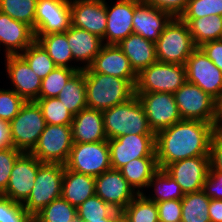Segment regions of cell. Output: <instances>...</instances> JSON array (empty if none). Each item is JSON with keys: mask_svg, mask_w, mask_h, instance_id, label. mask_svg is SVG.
Masks as SVG:
<instances>
[{"mask_svg": "<svg viewBox=\"0 0 222 222\" xmlns=\"http://www.w3.org/2000/svg\"><path fill=\"white\" fill-rule=\"evenodd\" d=\"M213 125L204 121L181 120L155 134V153L159 169L168 164L209 156Z\"/></svg>", "mask_w": 222, "mask_h": 222, "instance_id": "6da1fadb", "label": "cell"}, {"mask_svg": "<svg viewBox=\"0 0 222 222\" xmlns=\"http://www.w3.org/2000/svg\"><path fill=\"white\" fill-rule=\"evenodd\" d=\"M87 107L107 110L135 95V87L126 79L96 72H84Z\"/></svg>", "mask_w": 222, "mask_h": 222, "instance_id": "7a4b0ae2", "label": "cell"}, {"mask_svg": "<svg viewBox=\"0 0 222 222\" xmlns=\"http://www.w3.org/2000/svg\"><path fill=\"white\" fill-rule=\"evenodd\" d=\"M102 114L107 140L128 134L155 135L136 94L126 102L102 111Z\"/></svg>", "mask_w": 222, "mask_h": 222, "instance_id": "3957f363", "label": "cell"}, {"mask_svg": "<svg viewBox=\"0 0 222 222\" xmlns=\"http://www.w3.org/2000/svg\"><path fill=\"white\" fill-rule=\"evenodd\" d=\"M159 62L185 65L197 48L192 40L187 23L174 17L155 42Z\"/></svg>", "mask_w": 222, "mask_h": 222, "instance_id": "277c9868", "label": "cell"}, {"mask_svg": "<svg viewBox=\"0 0 222 222\" xmlns=\"http://www.w3.org/2000/svg\"><path fill=\"white\" fill-rule=\"evenodd\" d=\"M64 164L43 163L37 171L34 186L23 203L26 211L34 217L51 201L61 197Z\"/></svg>", "mask_w": 222, "mask_h": 222, "instance_id": "5b68a950", "label": "cell"}, {"mask_svg": "<svg viewBox=\"0 0 222 222\" xmlns=\"http://www.w3.org/2000/svg\"><path fill=\"white\" fill-rule=\"evenodd\" d=\"M186 81L185 65L156 61L138 74L135 93L174 94Z\"/></svg>", "mask_w": 222, "mask_h": 222, "instance_id": "8992f818", "label": "cell"}, {"mask_svg": "<svg viewBox=\"0 0 222 222\" xmlns=\"http://www.w3.org/2000/svg\"><path fill=\"white\" fill-rule=\"evenodd\" d=\"M45 126L46 122L39 105L35 101H26L17 116L9 122L13 147L30 153Z\"/></svg>", "mask_w": 222, "mask_h": 222, "instance_id": "52a82bcc", "label": "cell"}, {"mask_svg": "<svg viewBox=\"0 0 222 222\" xmlns=\"http://www.w3.org/2000/svg\"><path fill=\"white\" fill-rule=\"evenodd\" d=\"M66 169L91 176H99L112 169L108 140L95 143H73Z\"/></svg>", "mask_w": 222, "mask_h": 222, "instance_id": "ba28073f", "label": "cell"}, {"mask_svg": "<svg viewBox=\"0 0 222 222\" xmlns=\"http://www.w3.org/2000/svg\"><path fill=\"white\" fill-rule=\"evenodd\" d=\"M73 143L71 126L46 124L30 153L42 163L65 164Z\"/></svg>", "mask_w": 222, "mask_h": 222, "instance_id": "9c48e42d", "label": "cell"}, {"mask_svg": "<svg viewBox=\"0 0 222 222\" xmlns=\"http://www.w3.org/2000/svg\"><path fill=\"white\" fill-rule=\"evenodd\" d=\"M142 103L149 127L153 133L180 122L182 117L172 93H135Z\"/></svg>", "mask_w": 222, "mask_h": 222, "instance_id": "30bf717a", "label": "cell"}, {"mask_svg": "<svg viewBox=\"0 0 222 222\" xmlns=\"http://www.w3.org/2000/svg\"><path fill=\"white\" fill-rule=\"evenodd\" d=\"M110 163L114 170L133 159L142 157H156L155 135H124L108 139Z\"/></svg>", "mask_w": 222, "mask_h": 222, "instance_id": "8fae6325", "label": "cell"}, {"mask_svg": "<svg viewBox=\"0 0 222 222\" xmlns=\"http://www.w3.org/2000/svg\"><path fill=\"white\" fill-rule=\"evenodd\" d=\"M175 102L183 120L212 124L215 99L197 85L185 82L175 93Z\"/></svg>", "mask_w": 222, "mask_h": 222, "instance_id": "7c38bea8", "label": "cell"}, {"mask_svg": "<svg viewBox=\"0 0 222 222\" xmlns=\"http://www.w3.org/2000/svg\"><path fill=\"white\" fill-rule=\"evenodd\" d=\"M187 82L216 99L222 94V71L197 47L185 64Z\"/></svg>", "mask_w": 222, "mask_h": 222, "instance_id": "4fadbf2b", "label": "cell"}, {"mask_svg": "<svg viewBox=\"0 0 222 222\" xmlns=\"http://www.w3.org/2000/svg\"><path fill=\"white\" fill-rule=\"evenodd\" d=\"M70 27V0H37L34 35L62 33Z\"/></svg>", "mask_w": 222, "mask_h": 222, "instance_id": "5bb4252c", "label": "cell"}, {"mask_svg": "<svg viewBox=\"0 0 222 222\" xmlns=\"http://www.w3.org/2000/svg\"><path fill=\"white\" fill-rule=\"evenodd\" d=\"M95 194L121 213L138 192L119 170L110 169L95 177Z\"/></svg>", "mask_w": 222, "mask_h": 222, "instance_id": "9a60e30c", "label": "cell"}, {"mask_svg": "<svg viewBox=\"0 0 222 222\" xmlns=\"http://www.w3.org/2000/svg\"><path fill=\"white\" fill-rule=\"evenodd\" d=\"M42 164L31 153L23 152L13 165L6 191L2 195L23 204L31 193Z\"/></svg>", "mask_w": 222, "mask_h": 222, "instance_id": "2e32d148", "label": "cell"}, {"mask_svg": "<svg viewBox=\"0 0 222 222\" xmlns=\"http://www.w3.org/2000/svg\"><path fill=\"white\" fill-rule=\"evenodd\" d=\"M209 169V156L178 160L164 168L167 174L180 185L184 195L202 191Z\"/></svg>", "mask_w": 222, "mask_h": 222, "instance_id": "e0dca14e", "label": "cell"}, {"mask_svg": "<svg viewBox=\"0 0 222 222\" xmlns=\"http://www.w3.org/2000/svg\"><path fill=\"white\" fill-rule=\"evenodd\" d=\"M71 25L99 36L103 41L107 26L105 0H70Z\"/></svg>", "mask_w": 222, "mask_h": 222, "instance_id": "ac0fdd59", "label": "cell"}, {"mask_svg": "<svg viewBox=\"0 0 222 222\" xmlns=\"http://www.w3.org/2000/svg\"><path fill=\"white\" fill-rule=\"evenodd\" d=\"M84 72H96L128 80L134 87L138 74L117 45H103L92 64Z\"/></svg>", "mask_w": 222, "mask_h": 222, "instance_id": "d6986e66", "label": "cell"}, {"mask_svg": "<svg viewBox=\"0 0 222 222\" xmlns=\"http://www.w3.org/2000/svg\"><path fill=\"white\" fill-rule=\"evenodd\" d=\"M136 7L137 0H119L112 8H109L106 2L105 45H118L133 34V15Z\"/></svg>", "mask_w": 222, "mask_h": 222, "instance_id": "ffe728a7", "label": "cell"}, {"mask_svg": "<svg viewBox=\"0 0 222 222\" xmlns=\"http://www.w3.org/2000/svg\"><path fill=\"white\" fill-rule=\"evenodd\" d=\"M173 18L170 13L137 0L133 15V34L155 43Z\"/></svg>", "mask_w": 222, "mask_h": 222, "instance_id": "44dd1931", "label": "cell"}, {"mask_svg": "<svg viewBox=\"0 0 222 222\" xmlns=\"http://www.w3.org/2000/svg\"><path fill=\"white\" fill-rule=\"evenodd\" d=\"M6 70L16 94L26 101H35L39 97L42 80L20 55L6 56Z\"/></svg>", "mask_w": 222, "mask_h": 222, "instance_id": "7402d4cb", "label": "cell"}, {"mask_svg": "<svg viewBox=\"0 0 222 222\" xmlns=\"http://www.w3.org/2000/svg\"><path fill=\"white\" fill-rule=\"evenodd\" d=\"M34 41L35 35L29 25L0 12V45H5L6 56L20 55Z\"/></svg>", "mask_w": 222, "mask_h": 222, "instance_id": "603a6c76", "label": "cell"}, {"mask_svg": "<svg viewBox=\"0 0 222 222\" xmlns=\"http://www.w3.org/2000/svg\"><path fill=\"white\" fill-rule=\"evenodd\" d=\"M73 142L95 143L107 140L102 111L84 108L73 116L71 123Z\"/></svg>", "mask_w": 222, "mask_h": 222, "instance_id": "cb8c5ba5", "label": "cell"}, {"mask_svg": "<svg viewBox=\"0 0 222 222\" xmlns=\"http://www.w3.org/2000/svg\"><path fill=\"white\" fill-rule=\"evenodd\" d=\"M65 33L73 60L87 63L83 65V69L88 68L104 45L103 40L95 34L72 25Z\"/></svg>", "mask_w": 222, "mask_h": 222, "instance_id": "d4e9b609", "label": "cell"}, {"mask_svg": "<svg viewBox=\"0 0 222 222\" xmlns=\"http://www.w3.org/2000/svg\"><path fill=\"white\" fill-rule=\"evenodd\" d=\"M134 71L139 74L157 60L155 43L137 34H131L117 45Z\"/></svg>", "mask_w": 222, "mask_h": 222, "instance_id": "484cf974", "label": "cell"}, {"mask_svg": "<svg viewBox=\"0 0 222 222\" xmlns=\"http://www.w3.org/2000/svg\"><path fill=\"white\" fill-rule=\"evenodd\" d=\"M95 195V177L64 168L61 197L74 207Z\"/></svg>", "mask_w": 222, "mask_h": 222, "instance_id": "4316f807", "label": "cell"}, {"mask_svg": "<svg viewBox=\"0 0 222 222\" xmlns=\"http://www.w3.org/2000/svg\"><path fill=\"white\" fill-rule=\"evenodd\" d=\"M180 19L187 23L196 47H200L209 41L220 40L222 37V16L210 15L200 18Z\"/></svg>", "mask_w": 222, "mask_h": 222, "instance_id": "83f0119b", "label": "cell"}, {"mask_svg": "<svg viewBox=\"0 0 222 222\" xmlns=\"http://www.w3.org/2000/svg\"><path fill=\"white\" fill-rule=\"evenodd\" d=\"M158 169L156 157H142L131 160L122 166L119 171L134 190L135 188L138 189L136 191L139 194L143 193L139 188H148L153 174Z\"/></svg>", "mask_w": 222, "mask_h": 222, "instance_id": "f1b7e54d", "label": "cell"}, {"mask_svg": "<svg viewBox=\"0 0 222 222\" xmlns=\"http://www.w3.org/2000/svg\"><path fill=\"white\" fill-rule=\"evenodd\" d=\"M35 40L48 53L49 57L58 67H68L74 70H82V67L70 66L68 61L73 60L71 49L65 32L51 33L47 35H35Z\"/></svg>", "mask_w": 222, "mask_h": 222, "instance_id": "f546056e", "label": "cell"}, {"mask_svg": "<svg viewBox=\"0 0 222 222\" xmlns=\"http://www.w3.org/2000/svg\"><path fill=\"white\" fill-rule=\"evenodd\" d=\"M65 108L73 116L87 107L86 103V83L84 78V69L77 71L63 87L58 95Z\"/></svg>", "mask_w": 222, "mask_h": 222, "instance_id": "4dcf8cb0", "label": "cell"}, {"mask_svg": "<svg viewBox=\"0 0 222 222\" xmlns=\"http://www.w3.org/2000/svg\"><path fill=\"white\" fill-rule=\"evenodd\" d=\"M210 200L203 191L185 194L181 199V222H211Z\"/></svg>", "mask_w": 222, "mask_h": 222, "instance_id": "1f68e13d", "label": "cell"}, {"mask_svg": "<svg viewBox=\"0 0 222 222\" xmlns=\"http://www.w3.org/2000/svg\"><path fill=\"white\" fill-rule=\"evenodd\" d=\"M151 186L155 187L156 192L153 197L148 196L147 198L156 203L174 199L181 200L184 197L180 185L164 169H158L153 174L148 187Z\"/></svg>", "mask_w": 222, "mask_h": 222, "instance_id": "d6a6232c", "label": "cell"}, {"mask_svg": "<svg viewBox=\"0 0 222 222\" xmlns=\"http://www.w3.org/2000/svg\"><path fill=\"white\" fill-rule=\"evenodd\" d=\"M129 222H159L156 202L139 193L121 212Z\"/></svg>", "mask_w": 222, "mask_h": 222, "instance_id": "836d02e7", "label": "cell"}, {"mask_svg": "<svg viewBox=\"0 0 222 222\" xmlns=\"http://www.w3.org/2000/svg\"><path fill=\"white\" fill-rule=\"evenodd\" d=\"M20 56L41 80L58 67L36 40Z\"/></svg>", "mask_w": 222, "mask_h": 222, "instance_id": "e575fe53", "label": "cell"}, {"mask_svg": "<svg viewBox=\"0 0 222 222\" xmlns=\"http://www.w3.org/2000/svg\"><path fill=\"white\" fill-rule=\"evenodd\" d=\"M39 222H72L77 217V208L62 197L51 201L34 216Z\"/></svg>", "mask_w": 222, "mask_h": 222, "instance_id": "d590c367", "label": "cell"}, {"mask_svg": "<svg viewBox=\"0 0 222 222\" xmlns=\"http://www.w3.org/2000/svg\"><path fill=\"white\" fill-rule=\"evenodd\" d=\"M37 0H0V12L29 25L34 32Z\"/></svg>", "mask_w": 222, "mask_h": 222, "instance_id": "8d00e7d4", "label": "cell"}, {"mask_svg": "<svg viewBox=\"0 0 222 222\" xmlns=\"http://www.w3.org/2000/svg\"><path fill=\"white\" fill-rule=\"evenodd\" d=\"M119 214L120 212H117L96 194L77 207V217L80 221L116 218Z\"/></svg>", "mask_w": 222, "mask_h": 222, "instance_id": "74e56055", "label": "cell"}, {"mask_svg": "<svg viewBox=\"0 0 222 222\" xmlns=\"http://www.w3.org/2000/svg\"><path fill=\"white\" fill-rule=\"evenodd\" d=\"M46 124L71 126L73 115L58 100V97L36 99Z\"/></svg>", "mask_w": 222, "mask_h": 222, "instance_id": "f35d334b", "label": "cell"}, {"mask_svg": "<svg viewBox=\"0 0 222 222\" xmlns=\"http://www.w3.org/2000/svg\"><path fill=\"white\" fill-rule=\"evenodd\" d=\"M77 71L80 70H74L68 67H56L42 80L39 97L37 99L58 97L63 87Z\"/></svg>", "mask_w": 222, "mask_h": 222, "instance_id": "ab89813d", "label": "cell"}, {"mask_svg": "<svg viewBox=\"0 0 222 222\" xmlns=\"http://www.w3.org/2000/svg\"><path fill=\"white\" fill-rule=\"evenodd\" d=\"M210 15L222 16V0H189L179 18H200Z\"/></svg>", "mask_w": 222, "mask_h": 222, "instance_id": "60d3db41", "label": "cell"}, {"mask_svg": "<svg viewBox=\"0 0 222 222\" xmlns=\"http://www.w3.org/2000/svg\"><path fill=\"white\" fill-rule=\"evenodd\" d=\"M31 218L23 204L0 194V222H29Z\"/></svg>", "mask_w": 222, "mask_h": 222, "instance_id": "b9f144b4", "label": "cell"}, {"mask_svg": "<svg viewBox=\"0 0 222 222\" xmlns=\"http://www.w3.org/2000/svg\"><path fill=\"white\" fill-rule=\"evenodd\" d=\"M25 103L26 100L13 90L0 89V119L12 121Z\"/></svg>", "mask_w": 222, "mask_h": 222, "instance_id": "7bdbcfd3", "label": "cell"}, {"mask_svg": "<svg viewBox=\"0 0 222 222\" xmlns=\"http://www.w3.org/2000/svg\"><path fill=\"white\" fill-rule=\"evenodd\" d=\"M22 153L14 147L0 149V194L6 191L13 165Z\"/></svg>", "mask_w": 222, "mask_h": 222, "instance_id": "ee69618b", "label": "cell"}, {"mask_svg": "<svg viewBox=\"0 0 222 222\" xmlns=\"http://www.w3.org/2000/svg\"><path fill=\"white\" fill-rule=\"evenodd\" d=\"M159 222H181V200L157 202Z\"/></svg>", "mask_w": 222, "mask_h": 222, "instance_id": "f6af8a7d", "label": "cell"}, {"mask_svg": "<svg viewBox=\"0 0 222 222\" xmlns=\"http://www.w3.org/2000/svg\"><path fill=\"white\" fill-rule=\"evenodd\" d=\"M202 191L210 199H222V172L209 170Z\"/></svg>", "mask_w": 222, "mask_h": 222, "instance_id": "bcb514c9", "label": "cell"}, {"mask_svg": "<svg viewBox=\"0 0 222 222\" xmlns=\"http://www.w3.org/2000/svg\"><path fill=\"white\" fill-rule=\"evenodd\" d=\"M210 171L222 172V133L214 132L209 150Z\"/></svg>", "mask_w": 222, "mask_h": 222, "instance_id": "7dc6e473", "label": "cell"}, {"mask_svg": "<svg viewBox=\"0 0 222 222\" xmlns=\"http://www.w3.org/2000/svg\"><path fill=\"white\" fill-rule=\"evenodd\" d=\"M162 11L170 13L173 17H180L187 7L189 0H142Z\"/></svg>", "mask_w": 222, "mask_h": 222, "instance_id": "c3c4849f", "label": "cell"}, {"mask_svg": "<svg viewBox=\"0 0 222 222\" xmlns=\"http://www.w3.org/2000/svg\"><path fill=\"white\" fill-rule=\"evenodd\" d=\"M199 48L222 71V40L206 42Z\"/></svg>", "mask_w": 222, "mask_h": 222, "instance_id": "681fc988", "label": "cell"}, {"mask_svg": "<svg viewBox=\"0 0 222 222\" xmlns=\"http://www.w3.org/2000/svg\"><path fill=\"white\" fill-rule=\"evenodd\" d=\"M212 125L214 132L222 133V94L215 99Z\"/></svg>", "mask_w": 222, "mask_h": 222, "instance_id": "f907efd6", "label": "cell"}, {"mask_svg": "<svg viewBox=\"0 0 222 222\" xmlns=\"http://www.w3.org/2000/svg\"><path fill=\"white\" fill-rule=\"evenodd\" d=\"M13 147L9 122L0 119V149Z\"/></svg>", "mask_w": 222, "mask_h": 222, "instance_id": "816d5d0a", "label": "cell"}, {"mask_svg": "<svg viewBox=\"0 0 222 222\" xmlns=\"http://www.w3.org/2000/svg\"><path fill=\"white\" fill-rule=\"evenodd\" d=\"M208 212L211 222H222V199H211Z\"/></svg>", "mask_w": 222, "mask_h": 222, "instance_id": "f5cc1de1", "label": "cell"}, {"mask_svg": "<svg viewBox=\"0 0 222 222\" xmlns=\"http://www.w3.org/2000/svg\"><path fill=\"white\" fill-rule=\"evenodd\" d=\"M115 218H103L100 220H88V221H80V222H113Z\"/></svg>", "mask_w": 222, "mask_h": 222, "instance_id": "db71d44e", "label": "cell"}, {"mask_svg": "<svg viewBox=\"0 0 222 222\" xmlns=\"http://www.w3.org/2000/svg\"><path fill=\"white\" fill-rule=\"evenodd\" d=\"M113 222H129L127 220V218L122 214L120 213L115 219Z\"/></svg>", "mask_w": 222, "mask_h": 222, "instance_id": "11a10c76", "label": "cell"}, {"mask_svg": "<svg viewBox=\"0 0 222 222\" xmlns=\"http://www.w3.org/2000/svg\"><path fill=\"white\" fill-rule=\"evenodd\" d=\"M29 222H39L35 217H32Z\"/></svg>", "mask_w": 222, "mask_h": 222, "instance_id": "9f6ffc18", "label": "cell"}, {"mask_svg": "<svg viewBox=\"0 0 222 222\" xmlns=\"http://www.w3.org/2000/svg\"><path fill=\"white\" fill-rule=\"evenodd\" d=\"M72 222H80V220L78 218H76Z\"/></svg>", "mask_w": 222, "mask_h": 222, "instance_id": "6f0895ef", "label": "cell"}]
</instances>
